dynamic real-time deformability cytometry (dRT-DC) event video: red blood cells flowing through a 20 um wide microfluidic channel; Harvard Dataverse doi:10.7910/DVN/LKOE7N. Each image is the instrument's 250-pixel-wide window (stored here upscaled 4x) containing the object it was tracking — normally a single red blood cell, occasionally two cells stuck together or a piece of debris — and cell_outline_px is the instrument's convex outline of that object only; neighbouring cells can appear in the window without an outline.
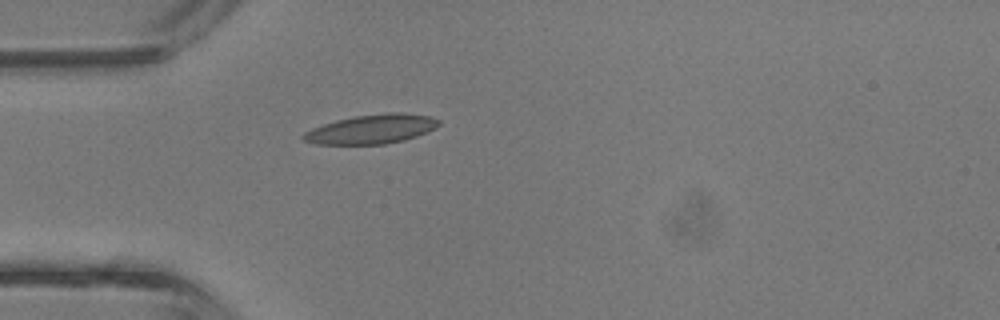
{"species": "common noctule bat (a hibernating species)", "species_latin": "Nyctalus noctula", "temperature_condition": "room temperature", "stored_images_in_passage": 4, "camera_frame_rate_fps": 3000, "um_per_image_px": 0.085, "animal": {"sex": "male", "body_mass_g": 13.3}, "frame": {"image": 1, "passage_image": 4, "time_ms": 1.0, "image_size_px": [1000, 320], "cell_outline_px": [[440, 124], [436, 128], [416, 136], [404, 140], [384, 144], [316, 144], [304, 140], [300, 136], [304, 132], [312, 128], [336, 120], [352, 116], [388, 112], [404, 112], [428, 116], [440, 120]], "centroid_in_image_um": [31.58, 10.96], "position_along_channel_um": 53.4, "area_um2": 23.12}}